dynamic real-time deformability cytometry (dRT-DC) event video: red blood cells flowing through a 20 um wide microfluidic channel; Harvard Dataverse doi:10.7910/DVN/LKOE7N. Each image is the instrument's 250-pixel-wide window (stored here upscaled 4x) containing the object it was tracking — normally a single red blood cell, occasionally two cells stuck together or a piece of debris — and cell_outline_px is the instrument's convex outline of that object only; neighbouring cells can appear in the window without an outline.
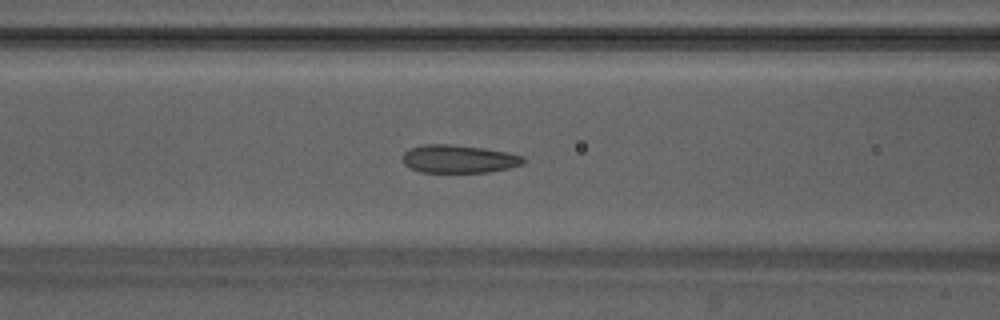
{"species": "Egyptian fruit bat (a non-hibernating species)", "species_latin": "Rousettus aegyptiacus", "temperature_condition": "warm", "stored_images_in_passage": 48, "camera_frame_rate_fps": 3000, "um_per_image_px": 0.085, "animal": {"sex": "male"}, "frame": {"image": 1, "passage_image": 20, "time_ms": 6.333, "image_size_px": [1000, 320], "cell_outline_px": [[524, 164], [508, 168], [488, 172], [420, 172], [404, 164], [400, 160], [404, 152], [408, 148], [424, 144], [452, 144], [484, 148], [508, 152], [524, 156]], "centroid_in_image_um": [38.97, 13.5], "position_along_channel_um": 127.6, "area_um2": 19.94}}
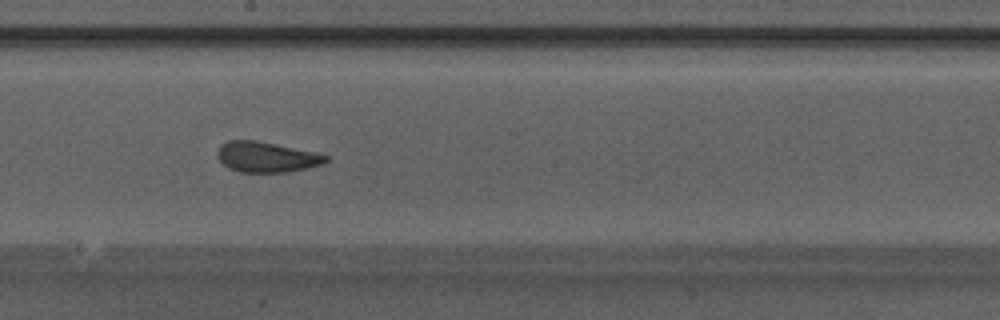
{"frame": {"image": 2, "passage_image": 27, "time_ms": 8.667, "image_size_px": [1000, 320], "cell_outline_px": [[328, 160], [320, 164], [308, 168], [288, 172], [240, 172], [228, 168], [216, 156], [216, 152], [220, 144], [228, 140], [256, 140], [316, 152], [328, 156]], "centroid_in_image_um": [22.61, 13.34], "position_along_channel_um": 225.6, "area_um2": 19.31}}
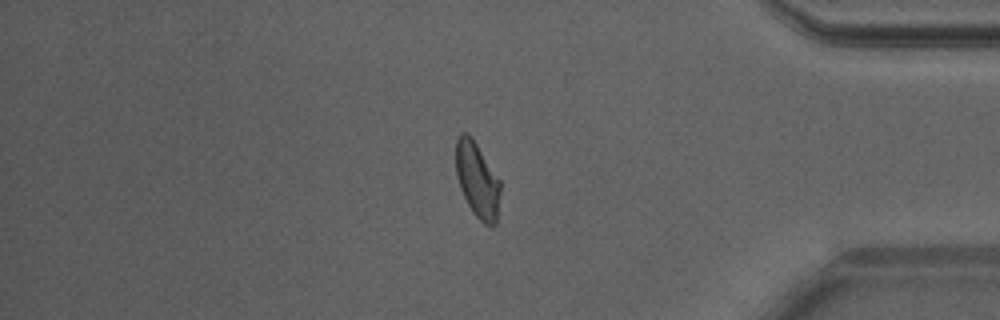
{"frame": {"image": 3, "passage_image": 41, "time_ms": 13.333, "image_size_px": [1000, 320], "cell_outline_px": [[500, 192], [496, 224], [492, 228], [484, 224], [472, 212], [460, 188], [456, 176], [456, 140], [460, 132], [468, 132], [472, 136], [500, 180]], "centroid_in_image_um": [40.57, 15.29], "position_along_channel_um": 394.6, "area_um2": 19.71}, "authors_computed_cell_mechanics": {"area_um2": 19.7387, "velocity_mm_per_s": 4.2039, "shape_relaxation_time_tau1_ms": 6.2748, "shape_relaxation_time_tau2_ms": 1.084, "deformation_change_tau1": 0.1637, "deformation_change_tau2": 0.0666}}